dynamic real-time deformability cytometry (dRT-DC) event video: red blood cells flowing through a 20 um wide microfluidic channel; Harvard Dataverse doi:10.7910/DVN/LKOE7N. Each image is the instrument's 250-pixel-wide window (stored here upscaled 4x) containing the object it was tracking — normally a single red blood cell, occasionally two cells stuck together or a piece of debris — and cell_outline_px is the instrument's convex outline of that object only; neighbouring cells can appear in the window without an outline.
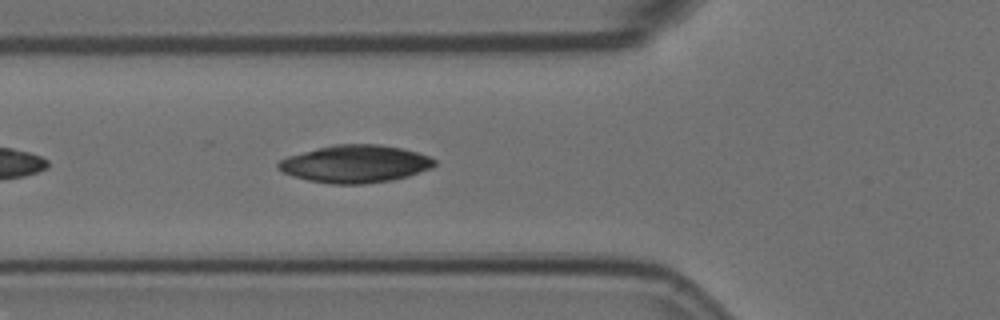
{"species": "Egyptian fruit bat (a non-hibernating species)", "species_latin": "Rousettus aegyptiacus", "temperature_condition": "room temperature", "stored_images_in_passage": 34, "camera_frame_rate_fps": 3000, "um_per_image_px": 0.085, "animal": {"sex": "female"}, "frame": {"image": 1, "passage_image": 6, "time_ms": 1.667, "image_size_px": [1000, 320], "cell_outline_px": [[436, 164], [432, 168], [408, 176], [392, 180], [364, 184], [332, 184], [308, 180], [292, 176], [276, 168], [276, 164], [280, 160], [288, 156], [336, 144], [380, 144], [400, 148], [416, 152], [428, 156], [436, 160]], "centroid_in_image_um": [30.2, 13.94], "position_along_channel_um": 95.6, "area_um2": 34.04}, "authors_computed_cell_mechanics": {"area_um2": 18.0047, "velocity_mm_per_s": 3.5513, "shape_relaxation_time_tau1_ms": 1.3157, "shape_relaxation_time_tau2_ms": 0.7972, "deformation_change_tau1": 0.1313, "deformation_change_tau2": 0.0513}}